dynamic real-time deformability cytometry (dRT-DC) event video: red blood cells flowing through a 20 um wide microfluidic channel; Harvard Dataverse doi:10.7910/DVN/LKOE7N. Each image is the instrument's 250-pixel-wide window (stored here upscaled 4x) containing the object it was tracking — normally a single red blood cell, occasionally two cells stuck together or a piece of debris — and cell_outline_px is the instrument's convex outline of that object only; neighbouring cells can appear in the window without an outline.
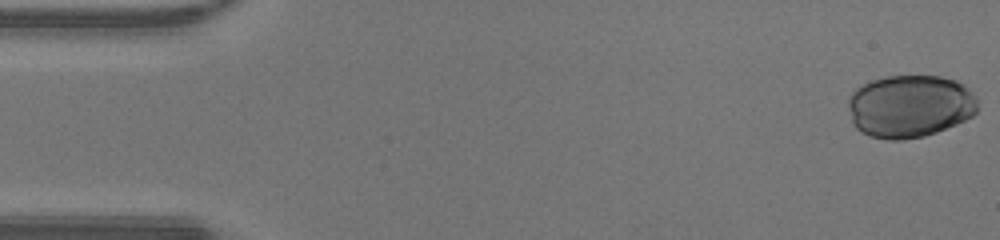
{"species": "human", "species_latin": "Homo sapiens", "temperature_condition": "warm", "stored_images_in_passage": 39, "camera_frame_rate_fps": 3000, "um_per_image_px": 0.085, "donor": {"sex": "male"}, "frame": {"image": 1, "passage_image": 1, "time_ms": 0.0, "image_size_px": [1000, 240], "cell_outline_px": [[976, 112], [972, 116], [956, 124], [936, 132], [924, 136], [900, 140], [888, 140], [868, 136], [860, 132], [856, 128], [852, 120], [848, 108], [848, 96], [856, 88], [872, 80], [888, 76], [940, 76], [956, 80], [964, 84], [976, 96]], "centroid_in_image_um": [77.32, 9.03], "position_along_channel_um": 7.7, "area_um2": 47.51}}
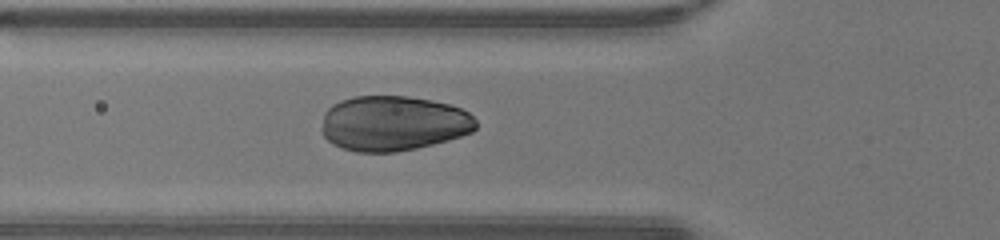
{"frame": {"image": 2, "passage_image": 17, "time_ms": 5.333, "image_size_px": [1000, 240], "cell_outline_px": [[476, 128], [472, 132], [448, 140], [416, 148], [396, 152], [356, 152], [332, 144], [320, 132], [320, 128], [324, 112], [332, 104], [340, 100], [352, 96], [408, 96], [432, 100], [448, 104], [460, 108], [468, 112], [476, 120]], "centroid_in_image_um": [33.39, 10.48], "position_along_channel_um": 92.4, "area_um2": 49.88}}
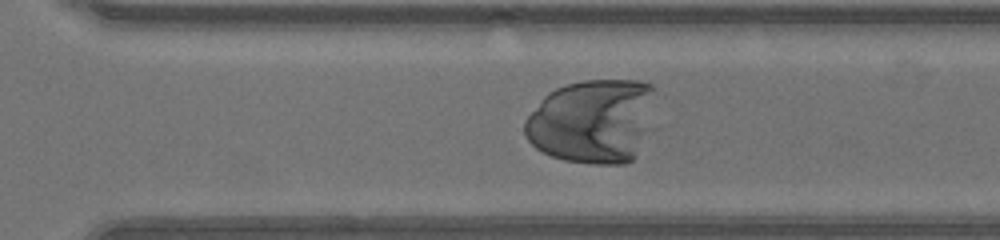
{"frame": {"image": 3, "passage_image": 33, "time_ms": 10.667, "image_size_px": [1000, 240], "cell_outline_px": [[656, 88], [632, 160], [624, 164], [592, 164], [564, 160], [552, 156], [536, 148], [528, 140], [524, 132], [524, 120], [544, 96], [548, 92], [556, 88], [568, 84], [584, 80], [640, 80], [652, 84]], "centroid_in_image_um": [50.25, 10.27], "position_along_channel_um": 320.3, "area_um2": 62.66}}